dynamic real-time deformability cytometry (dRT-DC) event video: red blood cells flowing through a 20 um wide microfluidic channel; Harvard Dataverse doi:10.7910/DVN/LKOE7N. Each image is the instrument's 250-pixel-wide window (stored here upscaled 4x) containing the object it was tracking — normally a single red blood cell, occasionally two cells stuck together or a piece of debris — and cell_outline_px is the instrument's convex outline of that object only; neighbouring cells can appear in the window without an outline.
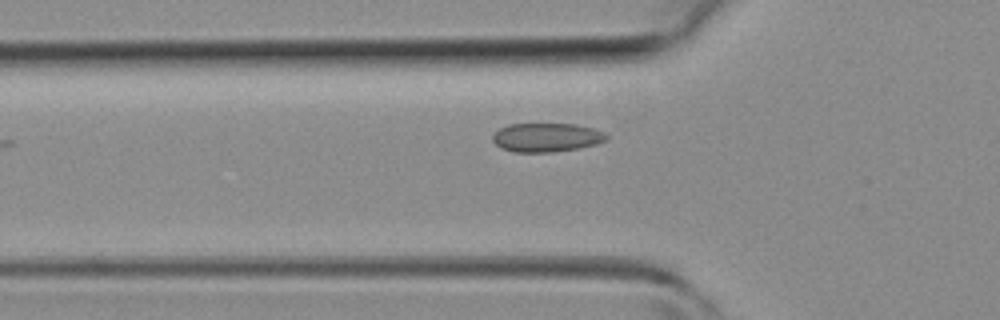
{"species": "common noctule bat (a hibernating species)", "species_latin": "Nyctalus noctula", "temperature_condition": "room temperature", "stored_images_in_passage": 28, "camera_frame_rate_fps": 3000, "um_per_image_px": 0.085, "animal": {"sex": "female", "body_mass_g": 19.3, "forearm_length_mm": 54.1}, "frame": {"image": 1, "passage_image": 2, "time_ms": 0.333, "image_size_px": [1000, 320], "cell_outline_px": [[608, 140], [596, 144], [576, 148], [552, 152], [512, 152], [500, 148], [492, 140], [492, 136], [500, 128], [508, 124], [576, 124], [596, 128], [604, 132], [608, 136]], "centroid_in_image_um": [46.46, 11.68], "position_along_channel_um": 79.3, "area_um2": 19.25}}
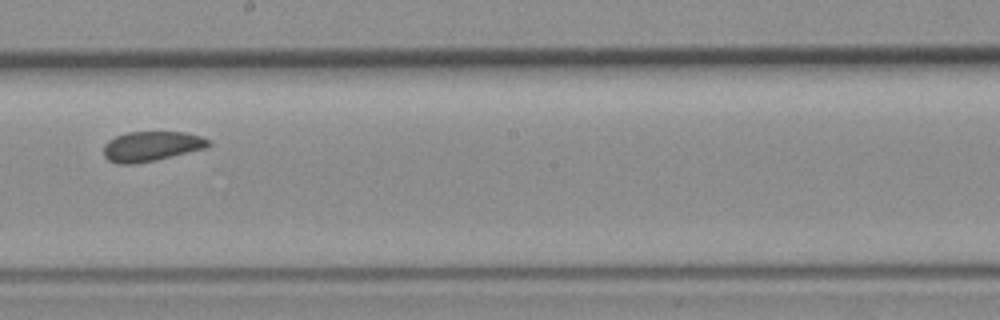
{"frame": {"image": 2, "passage_image": 12, "time_ms": 3.667, "image_size_px": [1000, 320], "cell_outline_px": [[212, 144], [204, 148], [156, 160], [132, 164], [116, 164], [108, 160], [104, 156], [104, 144], [108, 140], [116, 136], [128, 132], [184, 132], [200, 136], [208, 140]], "centroid_in_image_um": [12.83, 12.43], "position_along_channel_um": 235.4, "area_um2": 18.15}}
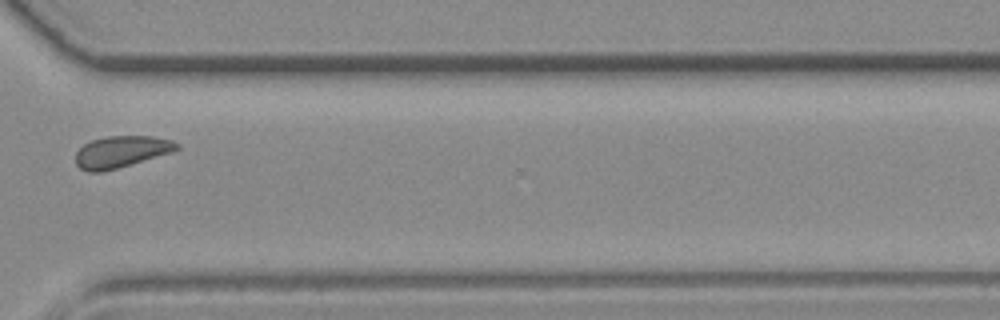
{"frame": {"image": 3, "passage_image": 20, "time_ms": 6.333, "image_size_px": [1000, 320], "cell_outline_px": [[180, 148], [172, 152], [116, 168], [100, 172], [88, 172], [80, 168], [76, 164], [76, 152], [84, 144], [92, 140], [108, 136], [152, 136], [172, 140], [180, 144]], "centroid_in_image_um": [10.31, 12.89], "position_along_channel_um": 360.3, "area_um2": 18.5}}